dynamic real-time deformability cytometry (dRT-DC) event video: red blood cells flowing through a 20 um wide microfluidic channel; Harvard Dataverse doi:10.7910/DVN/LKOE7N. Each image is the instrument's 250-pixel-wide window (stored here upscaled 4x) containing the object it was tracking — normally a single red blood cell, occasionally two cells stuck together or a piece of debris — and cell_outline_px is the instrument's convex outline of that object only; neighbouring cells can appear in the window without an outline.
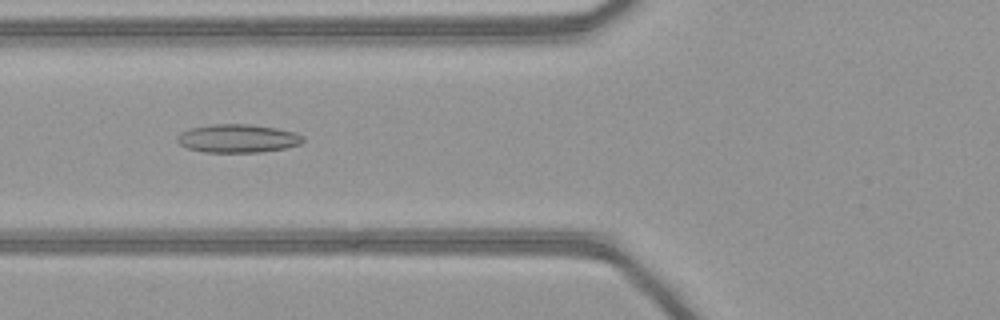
{"species": "common noctule bat (a hibernating species)", "species_latin": "Nyctalus noctula", "temperature_condition": "warm", "stored_images_in_passage": 50, "camera_frame_rate_fps": 3000, "um_per_image_px": 0.085, "animal": {"sex": "female", "body_mass_g": 21.9}, "frame": {"image": 1, "passage_image": 20, "time_ms": 6.333, "image_size_px": [1000, 320], "cell_outline_px": [[304, 140], [300, 144], [284, 148], [260, 152], [204, 152], [188, 148], [180, 144], [176, 140], [176, 136], [180, 132], [192, 128], [212, 124], [248, 124], [276, 128], [296, 132], [304, 136]], "centroid_in_image_um": [20.21, 11.76], "position_along_channel_um": 105.6, "area_um2": 20.75}}
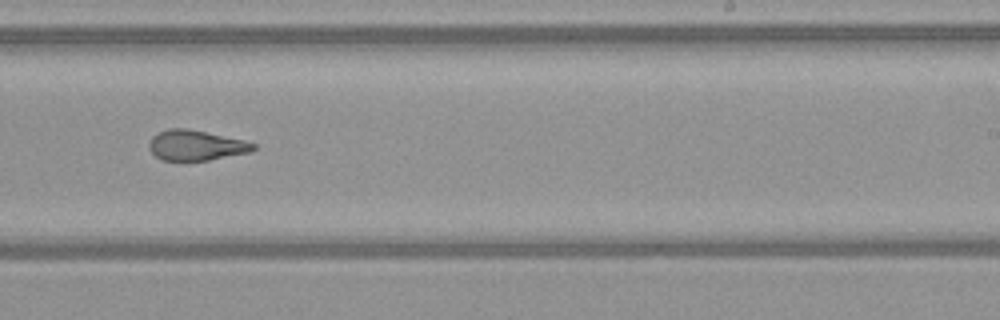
{"frame": {"image": 2, "passage_image": 32, "time_ms": 10.333, "image_size_px": [1000, 320], "cell_outline_px": [[256, 148], [252, 152], [208, 160], [164, 160], [156, 156], [148, 148], [148, 144], [152, 136], [168, 128], [188, 128], [244, 140], [256, 144]], "centroid_in_image_um": [16.67, 12.34], "position_along_channel_um": 272.3, "area_um2": 18.38}}
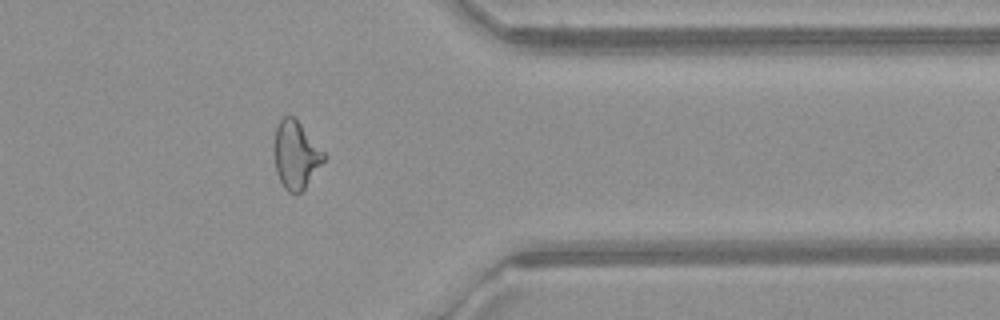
{"frame": {"image": 3, "passage_image": 41, "time_ms": 13.333, "image_size_px": [1000, 320], "cell_outline_px": [[328, 156], [304, 188], [296, 196], [288, 192], [284, 188], [276, 172], [276, 128], [280, 120], [284, 116], [292, 116], [300, 124]], "centroid_in_image_um": [25.18, 13.21], "position_along_channel_um": 386.2, "area_um2": 19.07}, "authors_computed_cell_mechanics": {"area_um2": 21.1259, "velocity_mm_per_s": 4.1594, "shape_relaxation_time_tau1_ms": null, "shape_relaxation_time_tau2_ms": 2.3045, "deformation_change_tau1": null, "deformation_change_tau2": 0.1111}}